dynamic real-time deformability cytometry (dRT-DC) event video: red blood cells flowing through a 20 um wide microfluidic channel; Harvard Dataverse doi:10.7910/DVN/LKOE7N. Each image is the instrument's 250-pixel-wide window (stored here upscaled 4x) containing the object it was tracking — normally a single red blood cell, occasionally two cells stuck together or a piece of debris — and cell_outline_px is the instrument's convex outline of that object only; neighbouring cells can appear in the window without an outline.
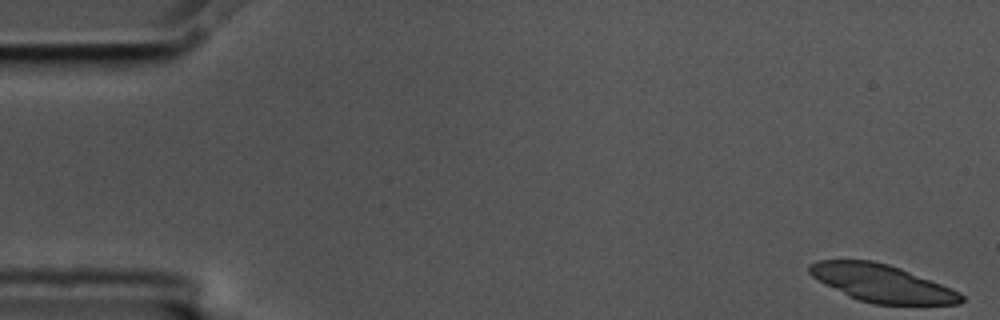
{"species": "common noctule bat (a hibernating species)", "species_latin": "Nyctalus noctula", "temperature_condition": "cold", "stored_images_in_passage": 15, "camera_frame_rate_fps": 3000, "um_per_image_px": 0.085, "animal": {"sex": "male", "body_mass_g": 17.5, "forearm_length_mm": 52.3}, "frame": {"image": 1, "passage_image": 1, "time_ms": 0.0, "image_size_px": [1000, 320], "cell_outline_px": [[964, 300], [960, 304], [872, 304], [848, 296], [812, 276], [808, 272], [808, 264], [820, 260], [872, 260], [888, 264], [900, 268], [952, 288], [960, 292], [964, 296]], "centroid_in_image_um": [74.97, 24.07], "position_along_channel_um": 10.0, "area_um2": 32.89}}